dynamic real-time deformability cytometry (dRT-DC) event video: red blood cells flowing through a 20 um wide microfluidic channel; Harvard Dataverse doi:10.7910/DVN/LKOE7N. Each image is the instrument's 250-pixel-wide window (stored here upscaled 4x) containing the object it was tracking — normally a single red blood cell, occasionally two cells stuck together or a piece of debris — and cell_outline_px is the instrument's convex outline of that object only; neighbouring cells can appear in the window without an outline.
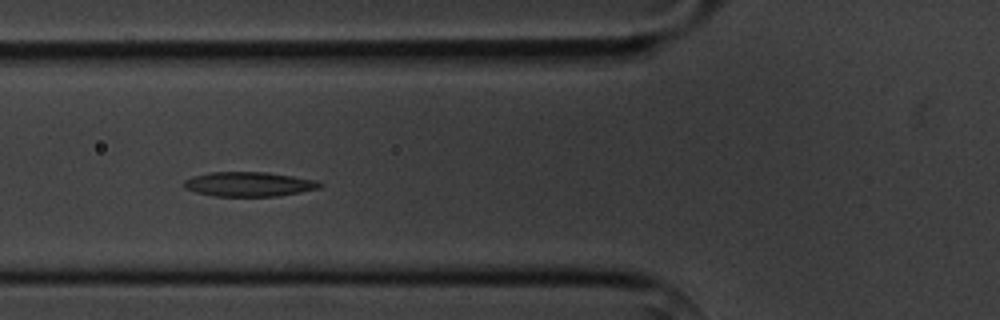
{"species": "common noctule bat (a hibernating species)", "species_latin": "Nyctalus noctula", "temperature_condition": "cold", "stored_images_in_passage": 8, "camera_frame_rate_fps": 3000, "um_per_image_px": 0.085, "animal": {"sex": "male", "body_mass_g": 20.1, "forearm_length_mm": 53.5}, "frame": {"image": 1, "passage_image": 5, "time_ms": 4.667, "image_size_px": [1000, 320], "cell_outline_px": [[324, 184], [320, 188], [280, 196], [212, 196], [196, 192], [184, 188], [184, 180], [192, 176], [212, 172], [264, 172], [292, 176], [316, 180]], "centroid_in_image_um": [21.16, 15.66], "position_along_channel_um": 104.6, "area_um2": 19.42}}
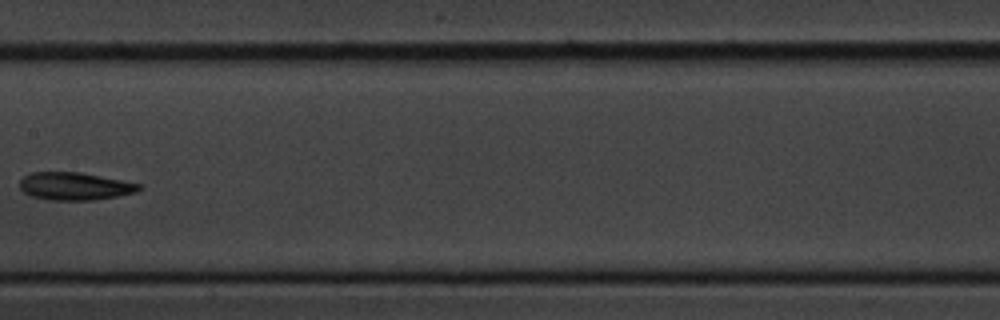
{"frame": {"image": 2, "passage_image": 7, "time_ms": 7.333, "image_size_px": [1000, 320], "cell_outline_px": [[144, 188], [136, 192], [116, 196], [92, 200], [48, 200], [32, 196], [24, 192], [20, 188], [20, 180], [24, 176], [32, 172], [80, 172], [140, 184]], "centroid_in_image_um": [6.34, 15.83], "position_along_channel_um": 201.1, "area_um2": 19.13}}
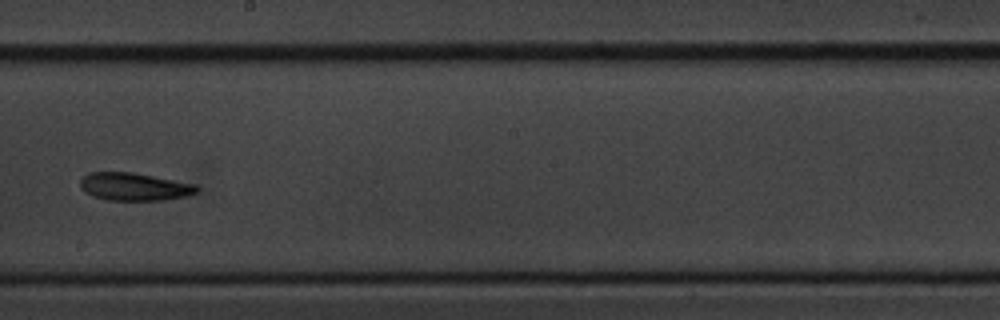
{"frame": {"image": 3, "passage_image": 8, "time_ms": 8.333, "image_size_px": [1000, 320], "cell_outline_px": [[200, 188], [196, 192], [188, 196], [168, 200], [108, 200], [92, 196], [84, 192], [80, 188], [80, 180], [88, 172], [132, 172], [196, 184]], "centroid_in_image_um": [11.42, 15.87], "position_along_channel_um": 236.8, "area_um2": 19.07}}